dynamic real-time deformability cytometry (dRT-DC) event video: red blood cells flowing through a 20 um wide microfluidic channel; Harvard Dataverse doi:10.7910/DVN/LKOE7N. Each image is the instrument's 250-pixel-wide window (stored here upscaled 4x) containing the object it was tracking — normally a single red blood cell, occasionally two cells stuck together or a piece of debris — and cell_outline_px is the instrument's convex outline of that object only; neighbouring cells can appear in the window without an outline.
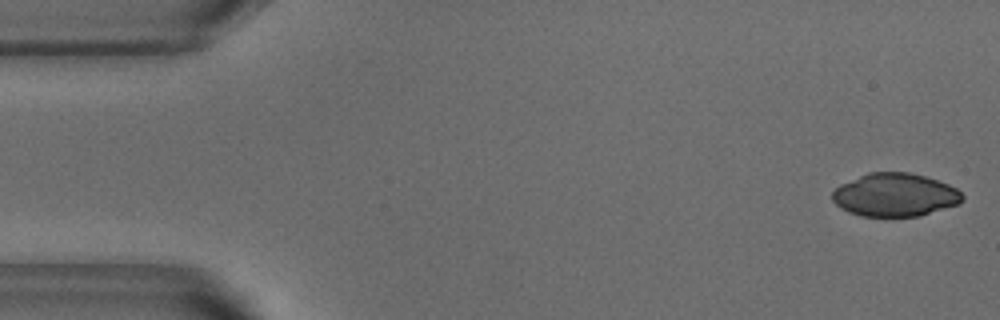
{"species": "common noctule bat (a hibernating species)", "species_latin": "Nyctalus noctula", "temperature_condition": "warm", "stored_images_in_passage": 51, "camera_frame_rate_fps": 3000, "um_per_image_px": 0.085, "animal": {"sex": "male", "body_mass_g": 18.8}, "frame": {"image": 1, "passage_image": 1, "time_ms": 0.0, "image_size_px": [1000, 320], "cell_outline_px": [[964, 200], [960, 204], [920, 216], [860, 216], [848, 212], [840, 208], [832, 200], [832, 192], [840, 184], [868, 172], [908, 172], [924, 176], [948, 184], [956, 188], [964, 196]], "centroid_in_image_um": [76.07, 16.57], "position_along_channel_um": 8.9, "area_um2": 32.89}}